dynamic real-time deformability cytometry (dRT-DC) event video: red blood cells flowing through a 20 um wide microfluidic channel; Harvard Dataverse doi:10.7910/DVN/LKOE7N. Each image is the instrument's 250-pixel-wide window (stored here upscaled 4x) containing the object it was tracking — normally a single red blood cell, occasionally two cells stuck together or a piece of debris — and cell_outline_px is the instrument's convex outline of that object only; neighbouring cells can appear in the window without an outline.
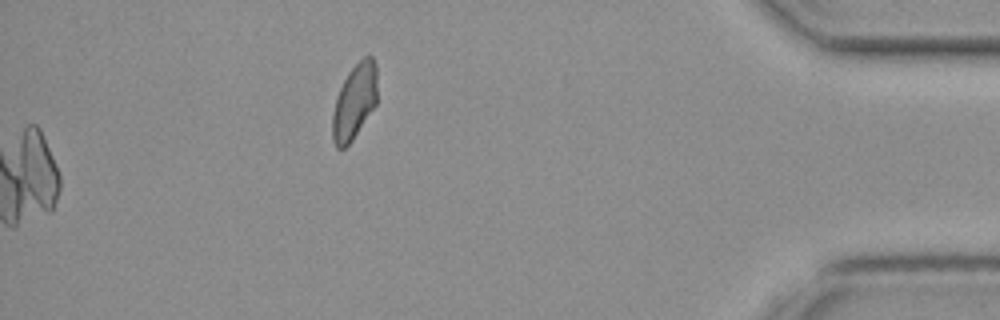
{"species": "common noctule bat (a hibernating species)", "species_latin": "Nyctalus noctula", "temperature_condition": "cold", "stored_images_in_passage": 33, "camera_frame_rate_fps": 3000, "um_per_image_px": 0.085, "animal": {"sex": "female", "body_mass_g": 19.3, "forearm_length_mm": 54.1}, "frame": {"image": 1, "passage_image": 33, "time_ms": 10.667, "image_size_px": [1000, 320], "cell_outline_px": [[376, 104], [352, 140], [344, 148], [336, 148], [332, 140], [332, 116], [336, 96], [348, 72], [368, 52], [372, 56], [376, 64]], "centroid_in_image_um": [30.12, 8.62], "position_along_channel_um": 405.1, "area_um2": 19.59}}